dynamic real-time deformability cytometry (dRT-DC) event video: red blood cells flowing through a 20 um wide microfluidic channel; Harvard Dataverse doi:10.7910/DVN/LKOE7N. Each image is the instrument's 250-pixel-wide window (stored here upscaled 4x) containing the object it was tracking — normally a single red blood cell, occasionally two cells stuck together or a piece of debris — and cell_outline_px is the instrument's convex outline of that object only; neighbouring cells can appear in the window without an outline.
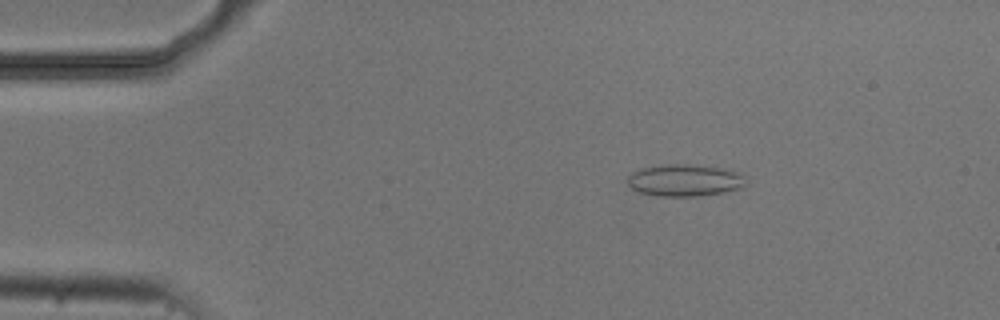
{"species": "common noctule bat (a hibernating species)", "species_latin": "Nyctalus noctula", "temperature_condition": "cold", "stored_images_in_passage": 5, "camera_frame_rate_fps": 3000, "um_per_image_px": 0.085, "animal": {"sex": "male", "body_mass_g": 20.5, "forearm_length_mm": 52.5}, "frame": {"image": 1, "passage_image": 3, "time_ms": 2.333, "image_size_px": [1000, 320], "cell_outline_px": [[744, 184], [740, 188], [724, 192], [696, 196], [656, 196], [640, 192], [632, 188], [628, 184], [628, 176], [632, 172], [644, 168], [668, 164], [688, 164], [720, 168], [736, 172], [740, 176]], "centroid_in_image_um": [58.13, 15.33], "position_along_channel_um": 26.9, "area_um2": 21.5}}